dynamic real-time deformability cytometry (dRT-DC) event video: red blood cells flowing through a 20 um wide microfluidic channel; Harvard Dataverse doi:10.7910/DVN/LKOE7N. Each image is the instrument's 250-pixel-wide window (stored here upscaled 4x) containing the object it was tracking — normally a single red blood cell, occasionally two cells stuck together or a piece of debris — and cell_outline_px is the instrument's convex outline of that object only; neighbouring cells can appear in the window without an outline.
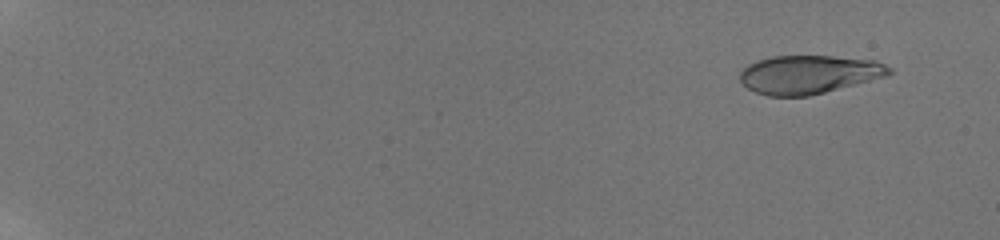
{"species": "human", "species_latin": "Homo sapiens", "temperature_condition": "room temperature", "stored_images_in_passage": 8, "camera_frame_rate_fps": 3000, "um_per_image_px": 0.085, "donor": {"sex": "male"}, "frame": {"image": 1, "passage_image": 2, "time_ms": 1.333, "image_size_px": [1000, 240], "cell_outline_px": [[892, 72], [888, 76], [808, 96], [768, 96], [756, 92], [748, 88], [740, 80], [740, 72], [748, 64], [756, 60], [772, 56], [832, 56], [876, 60], [892, 68]], "centroid_in_image_um": [68.76, 6.32], "position_along_channel_um": 16.2, "area_um2": 33.47}}
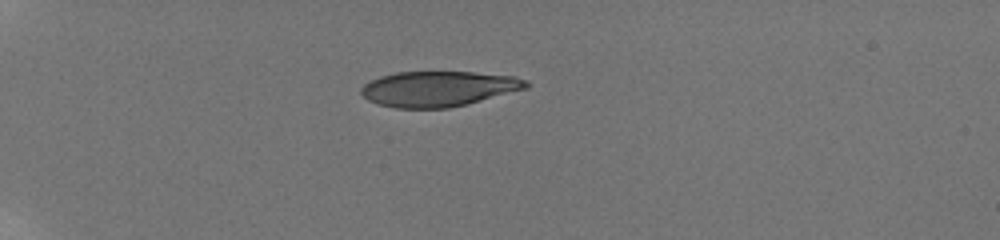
{"frame": {"image": 2, "passage_image": 6, "time_ms": 6.0, "image_size_px": [1000, 240], "cell_outline_px": [[532, 84], [528, 88], [468, 104], [448, 108], [396, 108], [380, 104], [368, 100], [360, 92], [360, 88], [364, 84], [380, 76], [396, 72], [472, 72], [516, 76], [528, 80]], "centroid_in_image_um": [37.32, 7.54], "position_along_channel_um": 47.7, "area_um2": 34.16}}
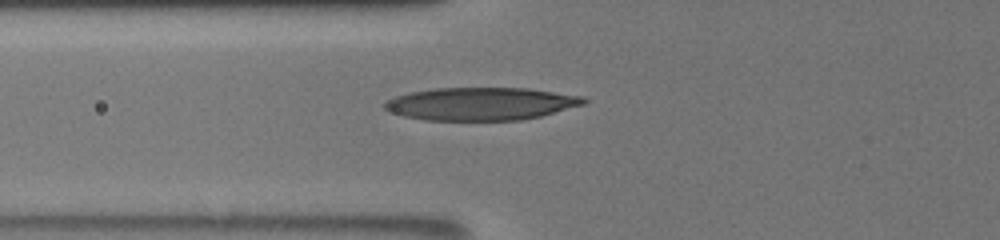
{"frame": {"image": 3, "passage_image": 8, "time_ms": 8.333, "image_size_px": [1000, 240], "cell_outline_px": [[588, 100], [584, 104], [540, 116], [520, 120], [424, 120], [404, 116], [392, 112], [384, 108], [384, 104], [388, 100], [396, 96], [408, 92], [432, 88], [528, 88], [584, 96]], "centroid_in_image_um": [40.88, 8.81], "position_along_channel_um": 84.9, "area_um2": 38.03}}